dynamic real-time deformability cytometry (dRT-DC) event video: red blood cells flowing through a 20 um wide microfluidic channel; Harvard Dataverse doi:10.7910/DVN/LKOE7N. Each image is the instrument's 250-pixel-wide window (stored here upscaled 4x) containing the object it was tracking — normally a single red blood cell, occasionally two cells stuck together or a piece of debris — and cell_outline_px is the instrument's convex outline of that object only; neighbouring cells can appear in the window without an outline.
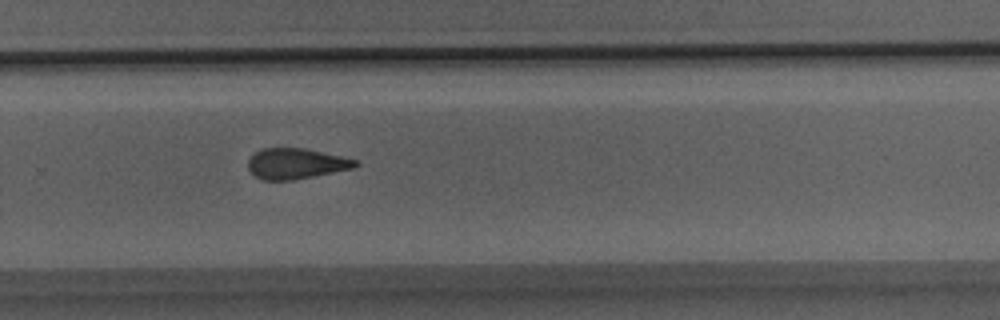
{"species": "Egyptian fruit bat (a non-hibernating species)", "species_latin": "Rousettus aegyptiacus", "temperature_condition": "room temperature", "stored_images_in_passage": 30, "camera_frame_rate_fps": 3000, "um_per_image_px": 0.085, "animal": {"sex": "male"}, "frame": {"image": 1, "passage_image": 20, "time_ms": 6.333, "image_size_px": [1000, 320], "cell_outline_px": [[360, 164], [352, 168], [292, 180], [260, 180], [248, 168], [248, 160], [260, 148], [304, 148], [360, 160]], "centroid_in_image_um": [25.16, 13.9], "position_along_channel_um": 304.6, "area_um2": 19.02}}
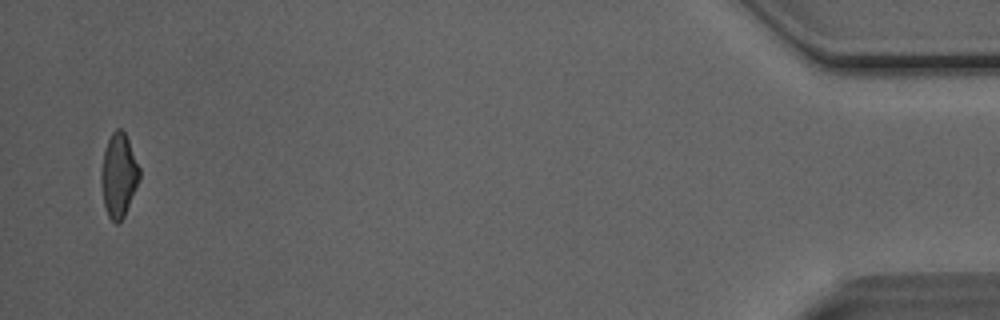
{"frame": {"image": 2, "passage_image": 30, "time_ms": 9.667, "image_size_px": [1000, 320], "cell_outline_px": [[140, 180], [124, 216], [116, 224], [108, 216], [104, 204], [100, 180], [100, 172], [104, 148], [112, 132], [116, 128], [120, 128], [124, 132], [128, 140], [140, 168]], "centroid_in_image_um": [10.08, 14.89], "position_along_channel_um": 425.1, "area_um2": 18.73}}